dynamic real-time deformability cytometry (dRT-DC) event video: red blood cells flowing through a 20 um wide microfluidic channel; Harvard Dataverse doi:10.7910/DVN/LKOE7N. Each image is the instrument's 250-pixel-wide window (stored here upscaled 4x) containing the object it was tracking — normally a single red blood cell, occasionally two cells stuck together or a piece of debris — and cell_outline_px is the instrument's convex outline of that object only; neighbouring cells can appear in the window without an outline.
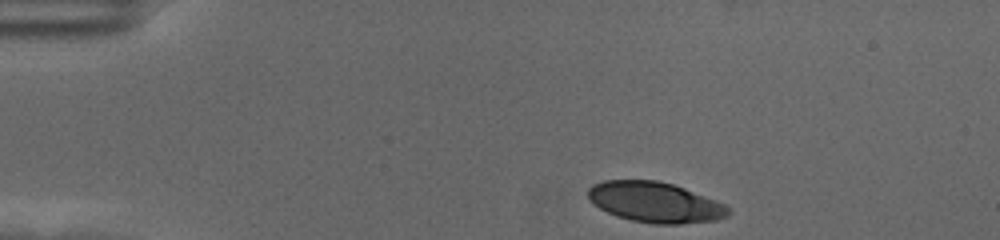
{"species": "human", "species_latin": "Homo sapiens", "temperature_condition": "cold", "stored_images_in_passage": 48, "camera_frame_rate_fps": 3000, "um_per_image_px": 0.085, "donor": {"sex": "female"}, "frame": {"image": 1, "passage_image": 1, "time_ms": 0.0, "image_size_px": [1000, 240], "cell_outline_px": [[732, 212], [728, 216], [716, 220], [680, 224], [652, 224], [632, 220], [616, 216], [592, 204], [588, 200], [588, 188], [592, 184], [604, 180], [656, 180], [672, 184], [684, 188], [716, 200], [724, 204]], "centroid_in_image_um": [55.66, 17.19], "position_along_channel_um": 29.3, "area_um2": 33.18}}
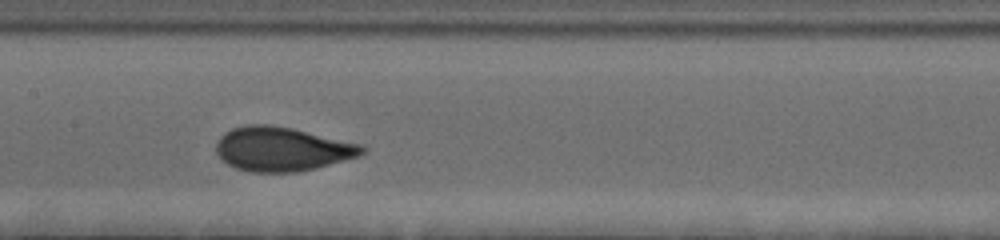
{"frame": {"image": 2, "passage_image": 20, "time_ms": 6.333, "image_size_px": [1000, 240], "cell_outline_px": [[368, 148], [360, 156], [316, 168], [296, 172], [248, 172], [236, 168], [220, 160], [216, 152], [216, 144], [220, 136], [224, 132], [232, 128], [248, 124], [268, 124], [292, 128], [364, 144]], "centroid_in_image_um": [23.98, 12.66], "position_along_channel_um": 183.4, "area_um2": 37.97}}
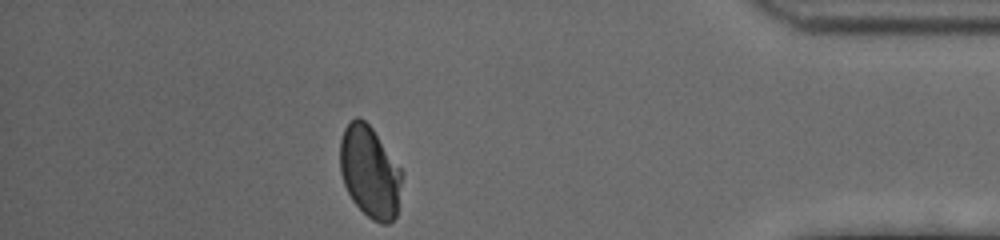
{"frame": {"image": 3, "passage_image": 42, "time_ms": 13.667, "image_size_px": [1000, 240], "cell_outline_px": [[400, 184], [396, 216], [388, 224], [380, 224], [372, 220], [352, 200], [344, 184], [340, 172], [340, 140], [344, 128], [356, 116], [360, 116], [372, 128], [400, 168]], "centroid_in_image_um": [31.39, 14.6], "position_along_channel_um": 403.8, "area_um2": 32.54}, "authors_computed_cell_mechanics": {"area_um2": 36.2406, "velocity_mm_per_s": 3.508, "shape_relaxation_time_tau1_ms": 5.1462, "shape_relaxation_time_tau2_ms": null, "deformation_change_tau1": 0.1581, "deformation_change_tau2": null}}